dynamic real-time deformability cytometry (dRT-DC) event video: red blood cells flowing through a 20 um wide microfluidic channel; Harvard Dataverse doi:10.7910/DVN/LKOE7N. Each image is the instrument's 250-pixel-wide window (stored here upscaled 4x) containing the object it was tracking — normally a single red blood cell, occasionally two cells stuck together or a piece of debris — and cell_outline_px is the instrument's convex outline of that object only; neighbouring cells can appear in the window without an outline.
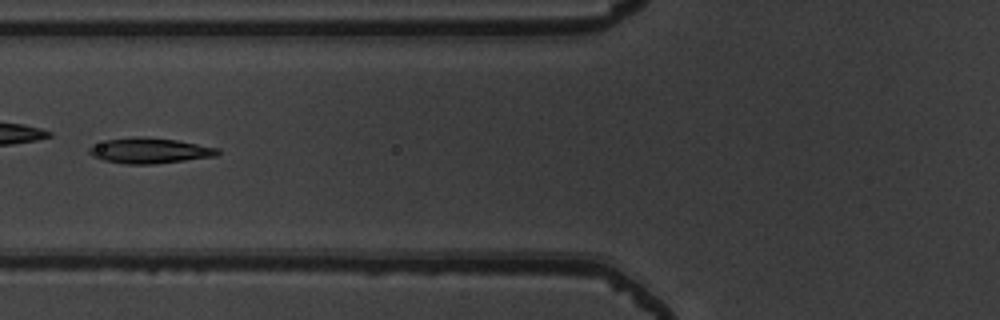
{"species": "common noctule bat (a hibernating species)", "species_latin": "Nyctalus noctula", "temperature_condition": "warm", "stored_images_in_passage": 53, "camera_frame_rate_fps": 3000, "um_per_image_px": 0.085, "animal": {"sex": "male", "body_mass_g": 19.5, "forearm_length_mm": 54.6}, "frame": {"image": 1, "passage_image": 23, "time_ms": 7.333, "image_size_px": [1000, 320], "cell_outline_px": [[220, 152], [216, 156], [152, 164], [128, 164], [104, 160], [92, 156], [88, 152], [88, 148], [108, 140], [136, 136], [176, 140], [220, 148]], "centroid_in_image_um": [12.75, 12.8], "position_along_channel_um": 113.1, "area_um2": 18.73}, "authors_computed_cell_mechanics": {"area_um2": 18.5538, "velocity_mm_per_s": 3.8646, "shape_relaxation_time_tau1_ms": 3.6708, "shape_relaxation_time_tau2_ms": 2.999, "deformation_change_tau1": 0.1531, "deformation_change_tau2": 0.1073}}